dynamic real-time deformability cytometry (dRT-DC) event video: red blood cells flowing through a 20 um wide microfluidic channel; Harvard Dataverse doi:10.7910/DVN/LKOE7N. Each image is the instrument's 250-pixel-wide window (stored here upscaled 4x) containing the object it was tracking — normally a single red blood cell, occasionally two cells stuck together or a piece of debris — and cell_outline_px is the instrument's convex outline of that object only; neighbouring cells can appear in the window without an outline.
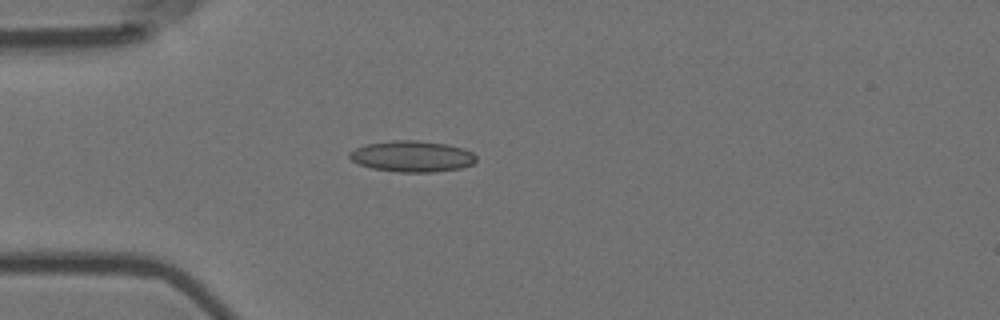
{"species": "Egyptian fruit bat (a non-hibernating species)", "species_latin": "Rousettus aegyptiacus", "temperature_condition": "room temperature", "stored_images_in_passage": 6, "camera_frame_rate_fps": 3000, "um_per_image_px": 0.085, "animal": {"sex": "female"}, "frame": {"image": 1, "passage_image": 3, "time_ms": 0.667, "image_size_px": [1000, 320], "cell_outline_px": [[476, 160], [472, 164], [460, 168], [432, 172], [400, 172], [372, 168], [360, 164], [352, 160], [348, 156], [348, 152], [356, 148], [368, 144], [392, 140], [420, 140], [448, 144], [464, 148], [472, 152], [476, 156]], "centroid_in_image_um": [35.04, 13.28], "position_along_channel_um": 50.0, "area_um2": 22.95}}
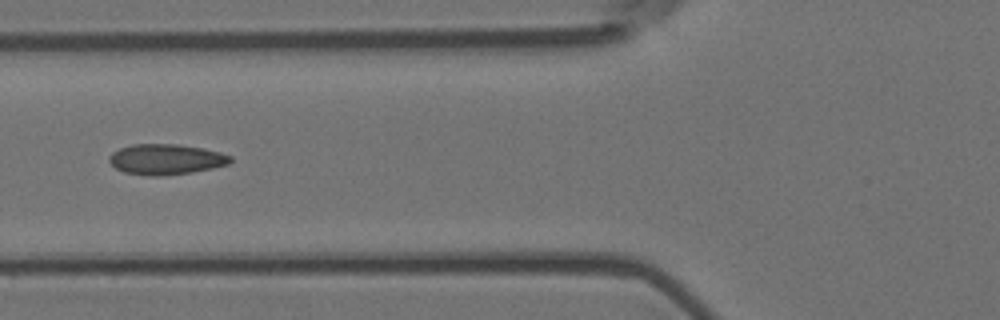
{"frame": {"image": 2, "passage_image": 5, "time_ms": 1.333, "image_size_px": [1000, 320], "cell_outline_px": [[232, 160], [228, 164], [212, 168], [192, 172], [164, 176], [152, 176], [124, 172], [116, 168], [108, 160], [108, 156], [112, 152], [120, 148], [132, 144], [176, 144], [200, 148], [220, 152], [232, 156]], "centroid_in_image_um": [14.09, 13.54], "position_along_channel_um": 111.7, "area_um2": 21.5}}
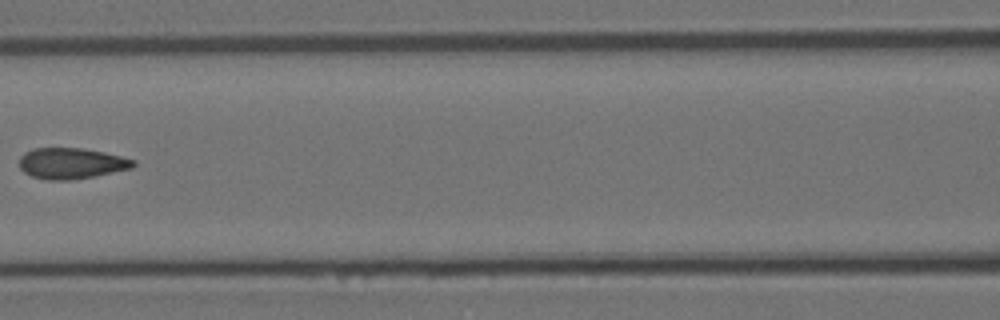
{"frame": {"image": 3, "passage_image": 6, "time_ms": 1.667, "image_size_px": [1000, 320], "cell_outline_px": [[136, 164], [132, 168], [72, 180], [48, 180], [32, 176], [24, 172], [20, 168], [20, 156], [24, 152], [32, 148], [84, 148], [104, 152], [136, 160]], "centroid_in_image_um": [6.05, 13.87], "position_along_channel_um": 160.6, "area_um2": 20.52}}